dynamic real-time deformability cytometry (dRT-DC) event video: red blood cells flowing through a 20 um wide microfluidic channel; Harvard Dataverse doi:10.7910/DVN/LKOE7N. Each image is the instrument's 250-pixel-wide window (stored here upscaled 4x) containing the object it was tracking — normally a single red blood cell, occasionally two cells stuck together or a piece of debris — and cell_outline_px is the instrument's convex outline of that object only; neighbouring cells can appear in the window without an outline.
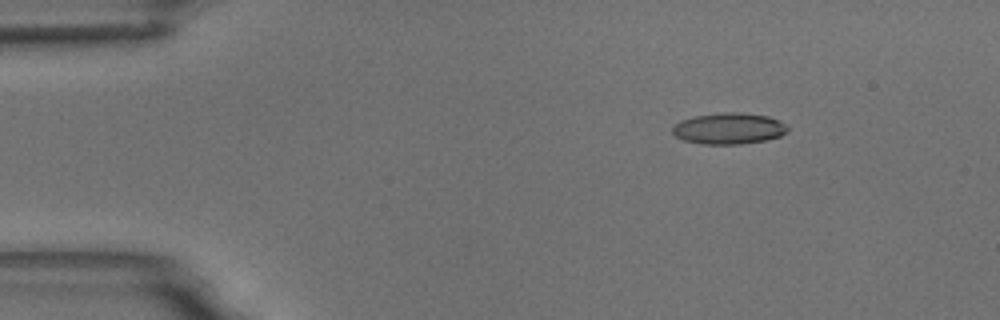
{"species": "common noctule bat (a hibernating species)", "species_latin": "Nyctalus noctula", "temperature_condition": "room temperature", "stored_images_in_passage": 5, "camera_frame_rate_fps": 3000, "um_per_image_px": 0.085, "animal": {"sex": "male", "body_mass_g": 18.8}, "frame": {"image": 1, "passage_image": 2, "time_ms": 1.333, "image_size_px": [1000, 320], "cell_outline_px": [[788, 132], [780, 136], [764, 140], [740, 144], [700, 144], [684, 140], [676, 136], [672, 132], [672, 128], [680, 120], [692, 116], [724, 112], [736, 112], [768, 116], [780, 120], [788, 128]], "centroid_in_image_um": [61.94, 10.92], "position_along_channel_um": 23.1, "area_um2": 20.98}}
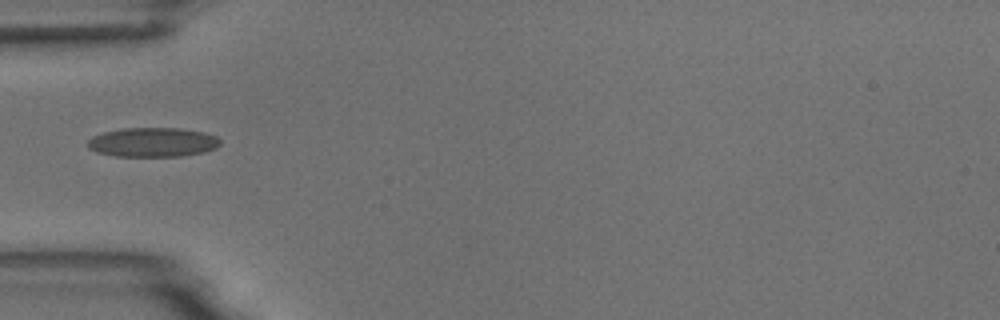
{"frame": {"image": 2, "passage_image": 5, "time_ms": 4.667, "image_size_px": [1000, 320], "cell_outline_px": [[220, 144], [216, 148], [204, 152], [180, 156], [116, 156], [96, 152], [88, 148], [88, 140], [92, 136], [104, 132], [124, 128], [176, 128], [204, 132], [216, 136], [220, 140]], "centroid_in_image_um": [12.98, 12.09], "position_along_channel_um": 72.0, "area_um2": 22.6}}